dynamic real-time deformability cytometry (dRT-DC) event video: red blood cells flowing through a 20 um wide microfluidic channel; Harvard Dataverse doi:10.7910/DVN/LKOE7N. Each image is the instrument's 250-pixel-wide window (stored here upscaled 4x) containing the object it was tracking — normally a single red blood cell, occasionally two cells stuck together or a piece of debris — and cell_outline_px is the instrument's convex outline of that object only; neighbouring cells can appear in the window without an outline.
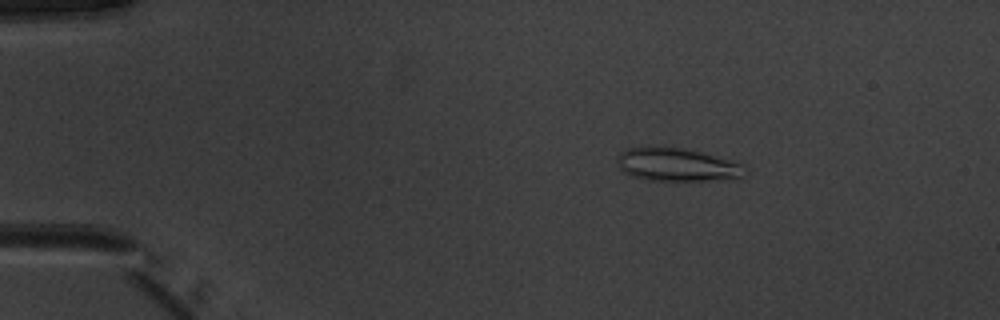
{"species": "common noctule bat (a hibernating species)", "species_latin": "Nyctalus noctula", "temperature_condition": "warm", "stored_images_in_passage": 51, "camera_frame_rate_fps": 3000, "um_per_image_px": 0.085, "animal": {"sex": "male", "body_mass_g": 20.1, "forearm_length_mm": 53.5}, "frame": {"image": 1, "passage_image": 9, "time_ms": 2.667, "image_size_px": [1000, 320], "cell_outline_px": [[748, 172], [740, 180], [648, 180], [632, 176], [624, 172], [620, 168], [620, 152], [624, 148], [652, 144], [688, 148], [728, 160], [740, 164]], "centroid_in_image_um": [57.56, 13.97], "position_along_channel_um": 27.4, "area_um2": 25.26}}
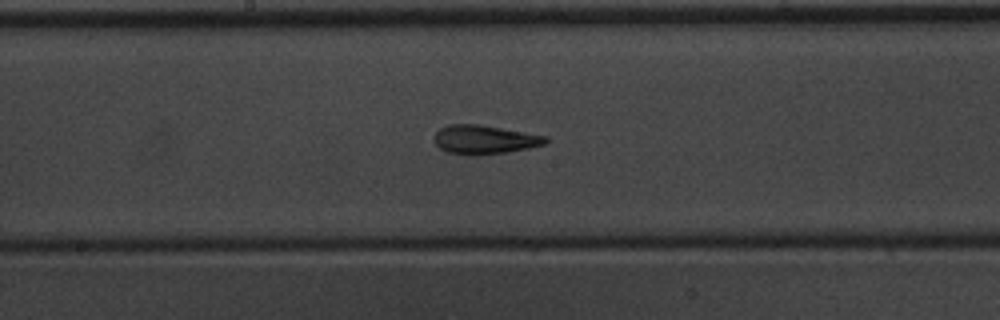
{"frame": {"image": 2, "passage_image": 28, "time_ms": 9.0, "image_size_px": [1000, 320], "cell_outline_px": [[548, 140], [544, 144], [528, 148], [508, 152], [476, 156], [472, 156], [448, 152], [440, 148], [432, 140], [436, 132], [440, 128], [448, 124], [480, 124], [548, 136]], "centroid_in_image_um": [41.16, 11.86], "position_along_channel_um": 207.0, "area_um2": 18.96}}
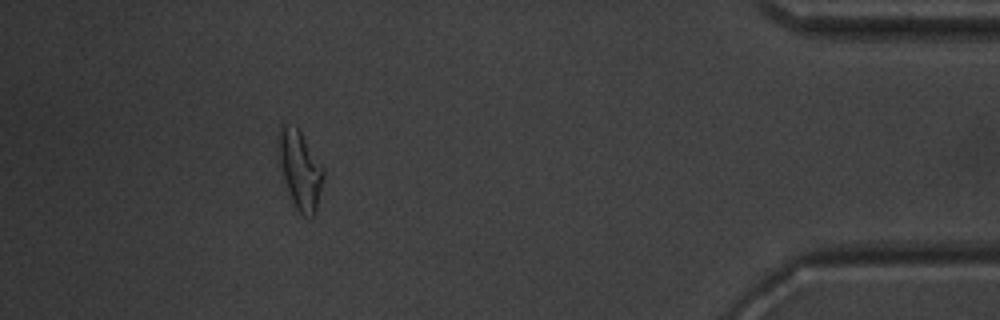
{"frame": {"image": 3, "passage_image": 47, "time_ms": 15.333, "image_size_px": [1000, 320], "cell_outline_px": [[324, 176], [316, 212], [312, 216], [304, 216], [296, 208], [292, 200], [284, 180], [276, 148], [276, 136], [280, 124], [284, 124], [296, 128], [300, 132], [324, 168]], "centroid_in_image_um": [25.48, 14.4], "position_along_channel_um": 409.7, "area_um2": 20.46}, "authors_computed_cell_mechanics": {"area_um2": 19.2474, "velocity_mm_per_s": 3.9816, "shape_relaxation_time_tau1_ms": 6.7039, "shape_relaxation_time_tau2_ms": 2.7112, "deformation_change_tau1": 0.1948, "deformation_change_tau2": 0.1162}}